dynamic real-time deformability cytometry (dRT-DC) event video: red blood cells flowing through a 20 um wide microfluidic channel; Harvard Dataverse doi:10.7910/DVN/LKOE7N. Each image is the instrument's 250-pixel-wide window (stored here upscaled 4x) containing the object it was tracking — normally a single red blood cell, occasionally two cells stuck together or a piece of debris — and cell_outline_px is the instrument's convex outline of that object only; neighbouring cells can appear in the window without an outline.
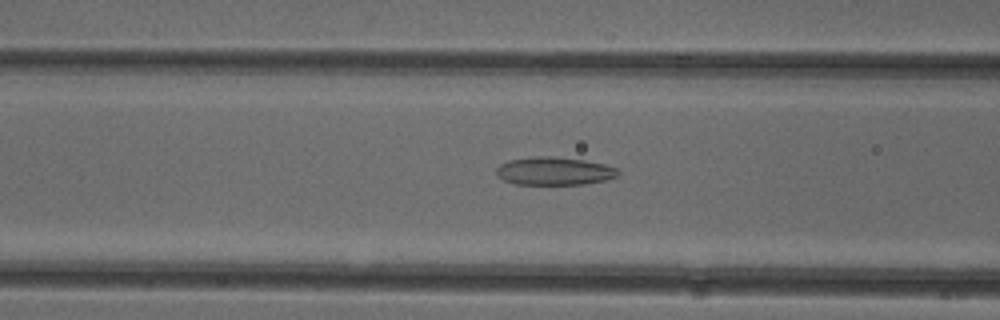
{"species": "common noctule bat (a hibernating species)", "species_latin": "Nyctalus noctula", "temperature_condition": "cold", "stored_images_in_passage": 37, "camera_frame_rate_fps": 3000, "um_per_image_px": 0.085, "animal": {"sex": "female"}, "frame": {"image": 1, "passage_image": 6, "time_ms": 1.667, "image_size_px": [1000, 320], "cell_outline_px": [[620, 172], [616, 176], [604, 180], [584, 184], [516, 184], [504, 180], [496, 176], [496, 168], [500, 164], [508, 160], [540, 156], [556, 156], [584, 160], [604, 164], [616, 168]], "centroid_in_image_um": [47.08, 14.53], "position_along_channel_um": 119.5, "area_um2": 19.83}}
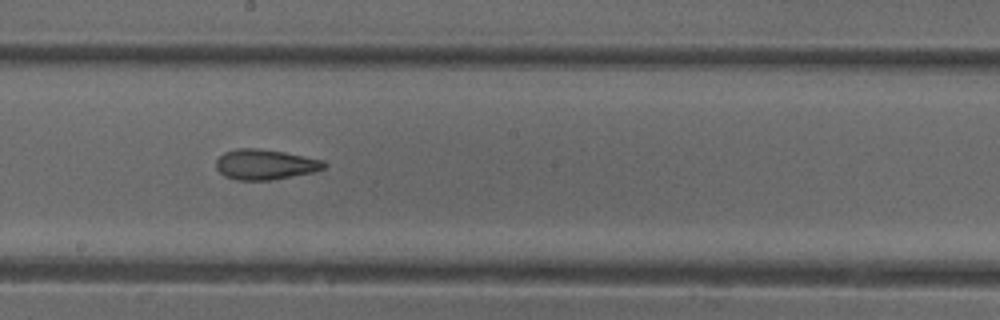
{"frame": {"image": 2, "passage_image": 14, "time_ms": 4.333, "image_size_px": [1000, 320], "cell_outline_px": [[328, 164], [324, 168], [316, 172], [272, 180], [236, 180], [224, 176], [216, 168], [216, 160], [224, 152], [236, 148], [256, 148], [284, 152], [324, 160]], "centroid_in_image_um": [22.56, 13.98], "position_along_channel_um": 225.6, "area_um2": 19.25}}
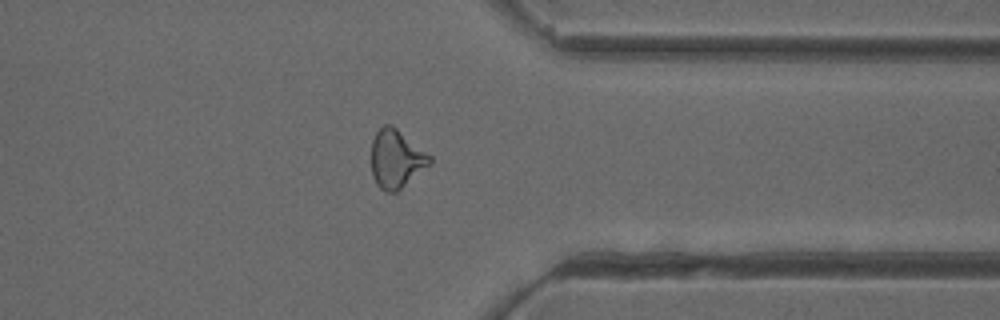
{"frame": {"image": 3, "passage_image": 26, "time_ms": 8.333, "image_size_px": [1000, 320], "cell_outline_px": [[432, 164], [396, 192], [384, 192], [376, 184], [372, 176], [372, 140], [376, 132], [384, 124], [392, 124], [432, 156]], "centroid_in_image_um": [33.69, 13.51], "position_along_channel_um": 377.7, "area_um2": 20.06}, "authors_computed_cell_mechanics": {"area_um2": 19.7098, "velocity_mm_per_s": 3.9702, "shape_relaxation_time_tau1_ms": null, "shape_relaxation_time_tau2_ms": 2.3266, "deformation_change_tau1": null, "deformation_change_tau2": 0.0956}}